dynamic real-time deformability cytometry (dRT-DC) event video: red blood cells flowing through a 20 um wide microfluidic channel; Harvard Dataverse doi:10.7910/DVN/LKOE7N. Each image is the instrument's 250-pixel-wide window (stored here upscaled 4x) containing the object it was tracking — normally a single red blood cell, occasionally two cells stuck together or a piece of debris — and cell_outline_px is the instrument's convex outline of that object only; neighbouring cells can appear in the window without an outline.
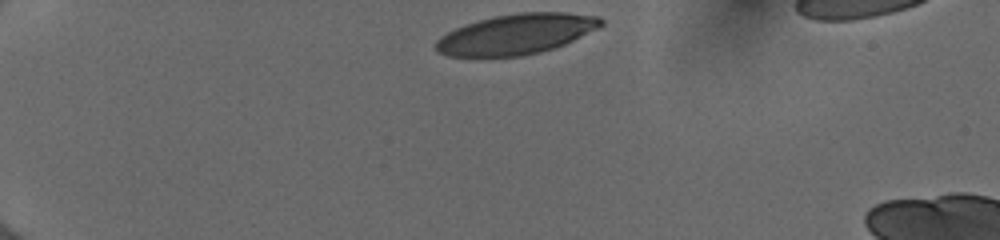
{"species": "human", "species_latin": "Homo sapiens", "temperature_condition": "cold", "stored_images_in_passage": 35, "camera_frame_rate_fps": 3000, "um_per_image_px": 0.085, "donor": {"sex": "female"}, "frame": {"image": 1, "passage_image": 1, "time_ms": 0.0, "image_size_px": [1000, 240], "cell_outline_px": [[604, 24], [600, 28], [564, 44], [540, 52], [520, 56], [448, 56], [436, 52], [436, 40], [440, 36], [456, 28], [480, 20], [496, 16], [520, 12], [564, 12], [600, 16], [604, 20]], "centroid_in_image_um": [43.93, 2.89], "position_along_channel_um": 41.1, "area_um2": 38.61}}
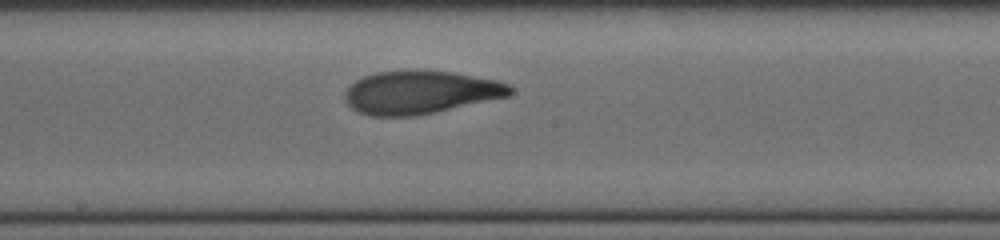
{"frame": {"image": 2, "passage_image": 19, "time_ms": 6.0, "image_size_px": [1000, 240], "cell_outline_px": [[512, 92], [508, 96], [432, 112], [412, 116], [372, 116], [360, 112], [352, 108], [344, 100], [344, 92], [356, 80], [364, 76], [376, 72], [416, 68], [452, 72], [500, 80], [512, 84]], "centroid_in_image_um": [35.72, 7.81], "position_along_channel_um": 212.5, "area_um2": 41.79}}
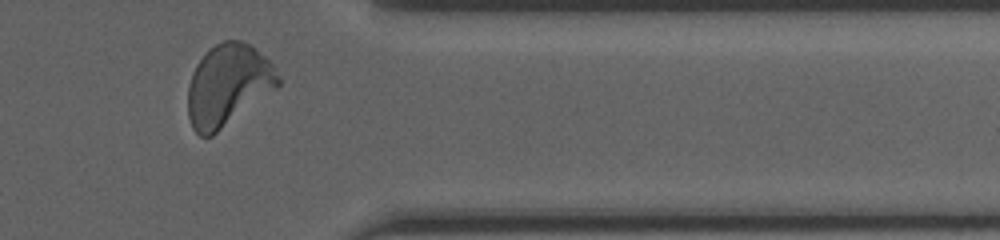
{"frame": {"image": 3, "passage_image": 33, "time_ms": 10.667, "image_size_px": [1000, 240], "cell_outline_px": [[280, 84], [276, 88], [212, 136], [200, 136], [192, 128], [188, 116], [188, 88], [192, 72], [196, 64], [216, 44], [224, 40], [240, 40], [256, 48], [272, 64], [280, 76]], "centroid_in_image_um": [19.37, 7.24], "position_along_channel_um": 392.0, "area_um2": 42.48}, "authors_computed_cell_mechanics": {"area_um2": 40.749, "velocity_mm_per_s": 3.9689, "shape_relaxation_time_tau1_ms": 4.685, "shape_relaxation_time_tau2_ms": 1.3293, "deformation_change_tau1": 0.1981, "deformation_change_tau2": 0.0837}}